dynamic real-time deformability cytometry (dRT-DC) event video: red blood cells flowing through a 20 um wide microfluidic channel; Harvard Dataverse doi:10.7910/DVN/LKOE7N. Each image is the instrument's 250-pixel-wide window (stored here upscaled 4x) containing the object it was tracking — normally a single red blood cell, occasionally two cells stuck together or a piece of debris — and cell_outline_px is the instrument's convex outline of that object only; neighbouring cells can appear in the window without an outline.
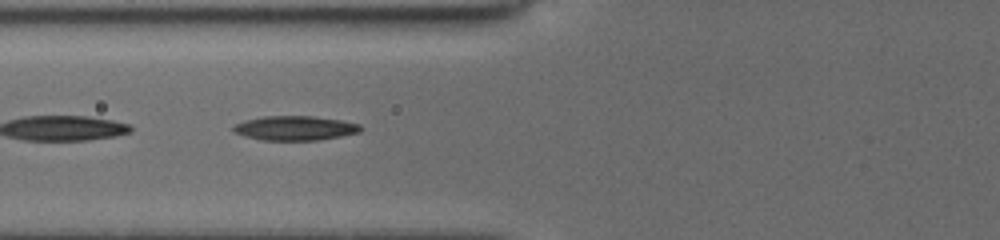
{"species": "common noctule bat (a hibernating species)", "species_latin": "Nyctalus noctula", "temperature_condition": "cold", "stored_images_in_passage": 39, "camera_frame_rate_fps": 3000, "um_per_image_px": 0.085, "animal": {"sex": "female", "body_mass_g": 19.5, "forearm_length_mm": 54.1}, "frame": {"image": 1, "passage_image": 8, "time_ms": 2.333, "image_size_px": [1000, 240], "cell_outline_px": [[364, 128], [360, 132], [320, 140], [264, 140], [244, 136], [232, 132], [232, 124], [244, 120], [264, 116], [312, 116], [340, 120], [360, 124]], "centroid_in_image_um": [25.04, 10.89], "position_along_channel_um": 100.8, "area_um2": 18.26}}
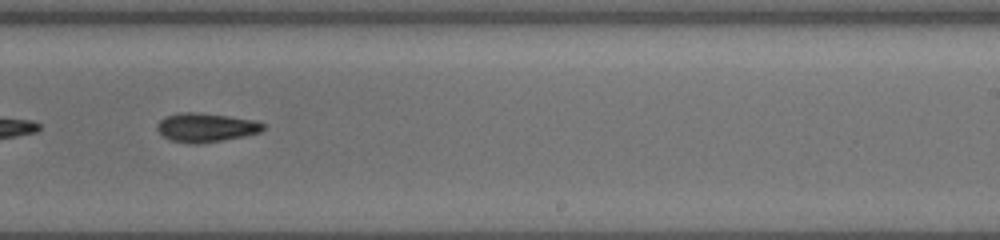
{"frame": {"image": 2, "passage_image": 21, "time_ms": 6.667, "image_size_px": [1000, 240], "cell_outline_px": [[264, 128], [260, 132], [244, 136], [200, 144], [188, 144], [172, 140], [164, 136], [156, 128], [156, 124], [164, 116], [180, 112], [196, 112], [228, 116], [252, 120], [264, 124]], "centroid_in_image_um": [17.46, 10.84], "position_along_channel_um": 271.5, "area_um2": 17.8}}
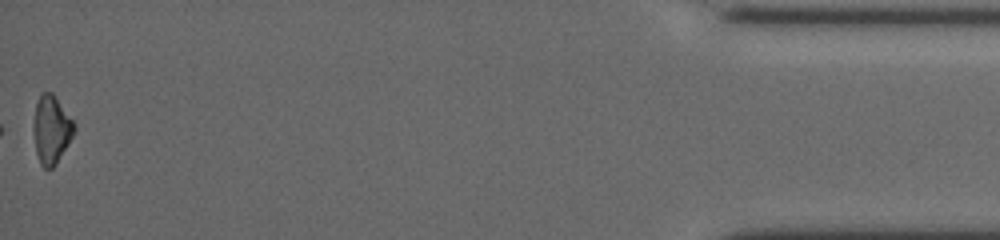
{"frame": {"image": 3, "passage_image": 39, "time_ms": 12.667, "image_size_px": [1000, 240], "cell_outline_px": [[76, 128], [68, 144], [56, 164], [52, 168], [44, 168], [40, 164], [36, 152], [32, 128], [36, 104], [40, 92], [52, 92], [72, 120]], "centroid_in_image_um": [4.34, 11.01], "position_along_channel_um": 430.9, "area_um2": 16.07}}